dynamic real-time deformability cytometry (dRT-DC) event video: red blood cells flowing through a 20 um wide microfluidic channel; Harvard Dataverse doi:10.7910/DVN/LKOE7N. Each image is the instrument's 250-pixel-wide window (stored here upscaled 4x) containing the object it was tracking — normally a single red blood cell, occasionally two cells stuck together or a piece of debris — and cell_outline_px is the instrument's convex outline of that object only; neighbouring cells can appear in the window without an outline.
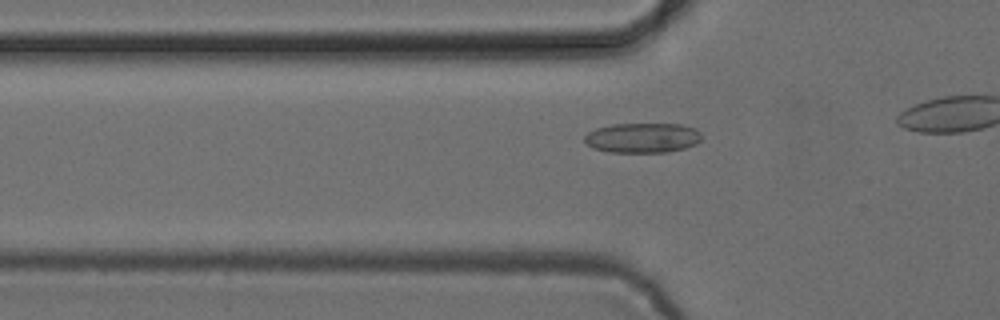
{"species": "common noctule bat (a hibernating species)", "species_latin": "Nyctalus noctula", "temperature_condition": "cold", "stored_images_in_passage": 27, "camera_frame_rate_fps": 3000, "um_per_image_px": 0.085, "animal": {"sex": "female", "body_mass_g": 24.6, "forearm_length_mm": 56.2}, "frame": {"image": 1, "passage_image": 12, "time_ms": 3.667, "image_size_px": [1000, 320], "cell_outline_px": [[700, 140], [696, 144], [684, 148], [668, 152], [608, 152], [592, 148], [584, 140], [584, 136], [588, 132], [596, 128], [612, 124], [680, 124], [696, 128], [700, 132]], "centroid_in_image_um": [54.6, 11.71], "position_along_channel_um": 71.2, "area_um2": 20.46}}
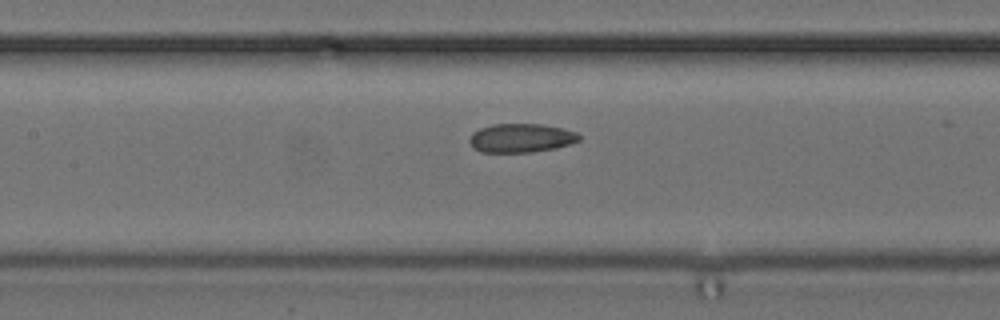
{"frame": {"image": 2, "passage_image": 19, "time_ms": 6.0, "image_size_px": [1000, 320], "cell_outline_px": [[580, 140], [556, 148], [532, 152], [480, 152], [472, 148], [468, 140], [472, 132], [480, 128], [492, 124], [540, 124], [564, 128], [576, 132], [580, 136]], "centroid_in_image_um": [44.25, 11.73], "position_along_channel_um": 163.1, "area_um2": 18.55}}
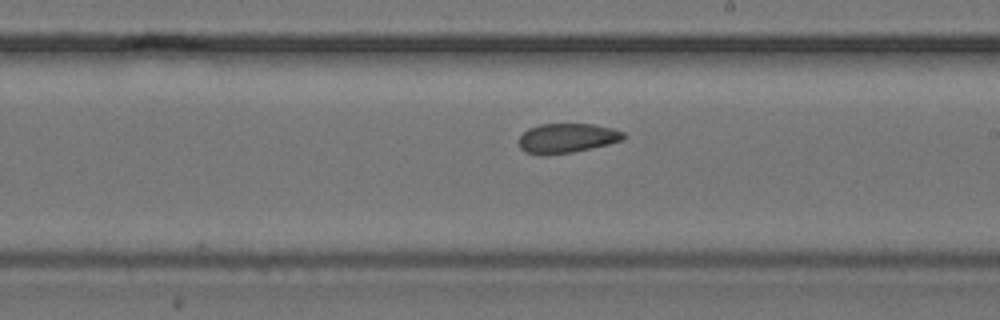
{"frame": {"image": 3, "passage_image": 25, "time_ms": 8.0, "image_size_px": [1000, 320], "cell_outline_px": [[628, 136], [624, 140], [608, 144], [572, 152], [524, 152], [520, 148], [520, 136], [528, 128], [540, 124], [592, 124], [612, 128], [624, 132]], "centroid_in_image_um": [48.27, 11.7], "position_along_channel_um": 240.7, "area_um2": 17.46}}